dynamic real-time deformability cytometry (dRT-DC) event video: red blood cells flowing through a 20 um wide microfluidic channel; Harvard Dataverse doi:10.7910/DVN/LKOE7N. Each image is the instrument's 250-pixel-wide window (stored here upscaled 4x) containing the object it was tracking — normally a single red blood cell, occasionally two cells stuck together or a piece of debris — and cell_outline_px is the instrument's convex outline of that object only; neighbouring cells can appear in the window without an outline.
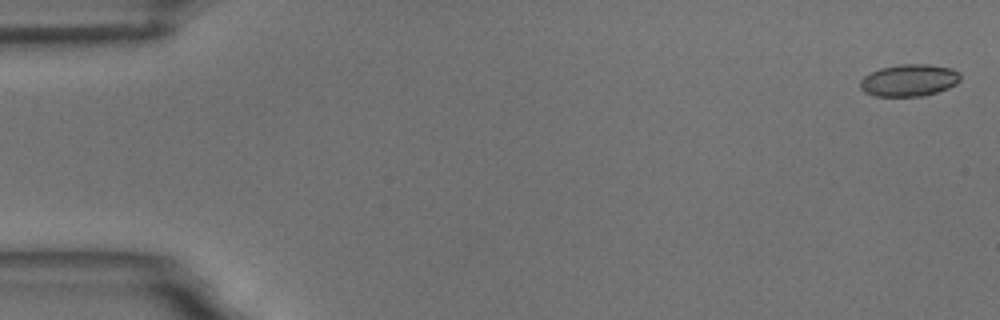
{"species": "common noctule bat (a hibernating species)", "species_latin": "Nyctalus noctula", "temperature_condition": "room temperature", "stored_images_in_passage": 6, "camera_frame_rate_fps": 3000, "um_per_image_px": 0.085, "animal": {"sex": "male", "body_mass_g": 18.8}, "frame": {"image": 1, "passage_image": 1, "time_ms": 0.0, "image_size_px": [1000, 320], "cell_outline_px": [[960, 80], [956, 84], [948, 88], [924, 96], [876, 96], [864, 92], [860, 88], [860, 80], [864, 76], [880, 68], [900, 64], [928, 64], [952, 68], [960, 72]], "centroid_in_image_um": [77.28, 6.82], "position_along_channel_um": 7.7, "area_um2": 18.79}}